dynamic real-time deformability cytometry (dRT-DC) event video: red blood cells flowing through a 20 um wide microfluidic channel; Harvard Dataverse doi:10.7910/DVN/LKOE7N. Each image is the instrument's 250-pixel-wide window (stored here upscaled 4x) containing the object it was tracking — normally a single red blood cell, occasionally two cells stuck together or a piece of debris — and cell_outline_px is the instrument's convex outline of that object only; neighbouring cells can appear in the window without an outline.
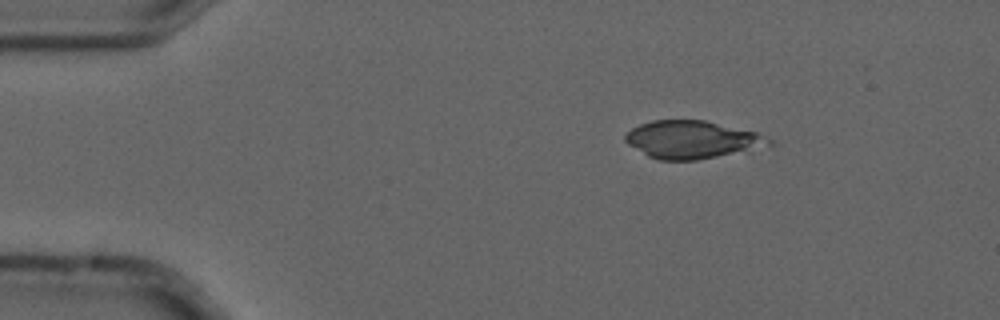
{"species": "common noctule bat (a hibernating species)", "species_latin": "Nyctalus noctula", "temperature_condition": "cold", "stored_images_in_passage": 5, "camera_frame_rate_fps": 3000, "um_per_image_px": 0.085, "animal": {"sex": "male", "forearm_length_mm": 52.5}, "frame": {"image": 1, "passage_image": 1, "time_ms": 0.0, "image_size_px": [1000, 320], "cell_outline_px": [[772, 144], [716, 156], [696, 160], [656, 160], [648, 156], [628, 144], [624, 140], [624, 136], [632, 128], [640, 124], [652, 120], [704, 120], [756, 132], [772, 140]], "centroid_in_image_um": [58.74, 11.86], "position_along_channel_um": 26.3, "area_um2": 31.04}}